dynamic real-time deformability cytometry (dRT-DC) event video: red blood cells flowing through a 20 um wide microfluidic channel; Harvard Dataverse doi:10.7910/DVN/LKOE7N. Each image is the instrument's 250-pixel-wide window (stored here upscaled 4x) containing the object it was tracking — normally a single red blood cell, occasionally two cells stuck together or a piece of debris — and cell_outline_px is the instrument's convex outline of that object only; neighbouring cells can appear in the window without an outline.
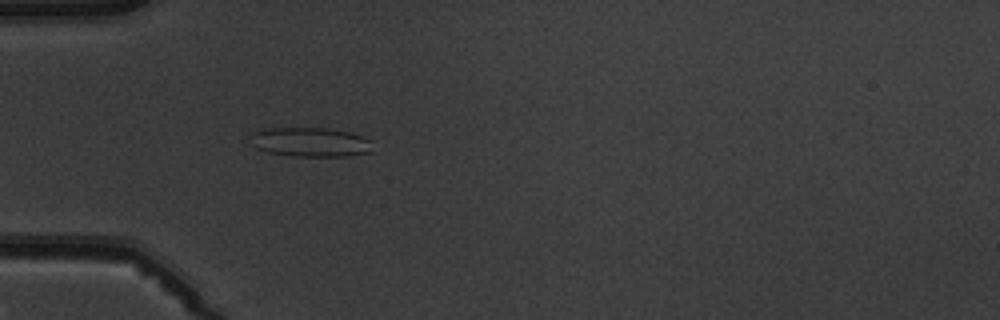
{"species": "common noctule bat (a hibernating species)", "species_latin": "Nyctalus noctula", "temperature_condition": "warm", "stored_images_in_passage": 4, "camera_frame_rate_fps": 3000, "um_per_image_px": 0.085, "animal": {"sex": "male", "body_mass_g": 19.5, "forearm_length_mm": 54.6}, "frame": {"image": 1, "passage_image": 4, "time_ms": 3.667, "image_size_px": [1000, 320], "cell_outline_px": [[372, 152], [348, 156], [296, 156], [268, 152], [256, 148], [252, 144], [248, 136], [252, 132], [260, 128], [328, 128], [352, 132], [372, 140]], "centroid_in_image_um": [26.38, 12.06], "position_along_channel_um": 58.6, "area_um2": 21.27}}